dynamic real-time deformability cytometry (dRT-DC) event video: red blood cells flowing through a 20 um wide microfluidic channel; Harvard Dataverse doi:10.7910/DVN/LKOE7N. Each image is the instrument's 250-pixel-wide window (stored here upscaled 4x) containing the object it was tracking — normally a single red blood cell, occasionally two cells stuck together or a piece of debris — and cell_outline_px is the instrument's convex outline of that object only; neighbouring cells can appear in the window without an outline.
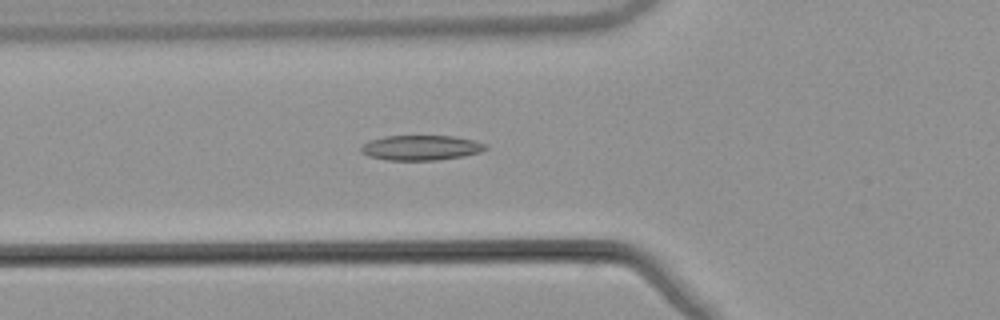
{"species": "common noctule bat (a hibernating species)", "species_latin": "Nyctalus noctula", "temperature_condition": "warm", "stored_images_in_passage": 54, "camera_frame_rate_fps": 3000, "um_per_image_px": 0.085, "animal": {"sex": "male", "body_mass_g": 21.5, "forearm_length_mm": 52.0}, "frame": {"image": 1, "passage_image": 20, "time_ms": 6.333, "image_size_px": [1000, 320], "cell_outline_px": [[488, 148], [480, 152], [464, 156], [436, 160], [388, 160], [368, 156], [360, 152], [360, 148], [368, 140], [384, 136], [452, 136], [476, 140], [488, 144]], "centroid_in_image_um": [35.8, 12.55], "position_along_channel_um": 90.0, "area_um2": 18.32}}
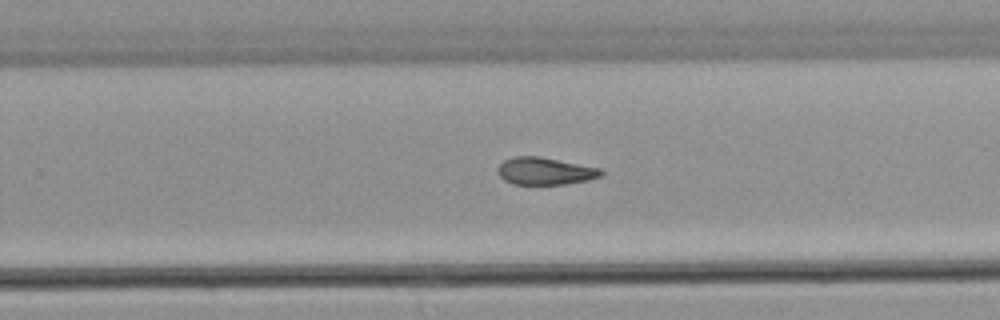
{"frame": {"image": 2, "passage_image": 35, "time_ms": 11.333, "image_size_px": [1000, 320], "cell_outline_px": [[604, 172], [600, 176], [588, 180], [568, 184], [512, 184], [504, 180], [496, 172], [496, 168], [504, 160], [512, 156], [540, 156], [604, 168]], "centroid_in_image_um": [46.34, 14.53], "position_along_channel_um": 283.5, "area_um2": 16.82}}
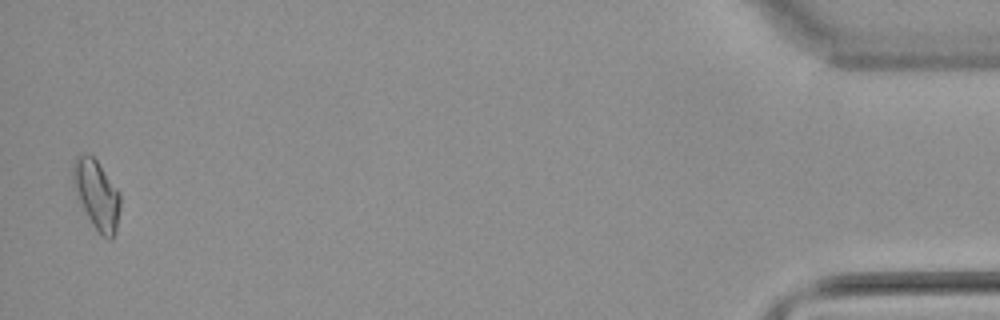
{"frame": {"image": 3, "passage_image": 53, "time_ms": 17.333, "image_size_px": [1000, 320], "cell_outline_px": [[120, 208], [116, 228], [112, 240], [108, 240], [100, 236], [92, 224], [76, 196], [72, 184], [72, 164], [76, 156], [92, 156], [96, 160], [120, 192]], "centroid_in_image_um": [8.2, 16.58], "position_along_channel_um": 427.0, "area_um2": 19.07}, "authors_computed_cell_mechanics": {"area_um2": 17.4556, "velocity_mm_per_s": 3.8659, "shape_relaxation_time_tau1_ms": null, "shape_relaxation_time_tau2_ms": 4.3993, "deformation_change_tau1": null, "deformation_change_tau2": 0.1119}}